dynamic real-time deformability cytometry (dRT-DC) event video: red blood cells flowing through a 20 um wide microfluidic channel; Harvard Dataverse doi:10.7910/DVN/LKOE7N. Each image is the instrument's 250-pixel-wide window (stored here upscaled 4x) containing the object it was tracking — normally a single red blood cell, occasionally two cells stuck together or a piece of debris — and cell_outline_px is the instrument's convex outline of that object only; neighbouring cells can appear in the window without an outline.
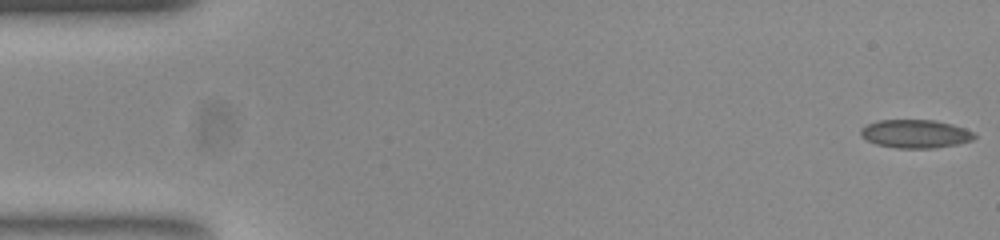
{"species": "common noctule bat (a hibernating species)", "species_latin": "Nyctalus noctula", "temperature_condition": "room temperature", "stored_images_in_passage": 54, "camera_frame_rate_fps": 3000, "um_per_image_px": 0.085, "animal": {"sex": "female", "body_mass_g": 23.0, "forearm_length_mm": 53.4}, "frame": {"image": 1, "passage_image": 1, "time_ms": 0.0, "image_size_px": [1000, 240], "cell_outline_px": [[976, 136], [972, 140], [960, 144], [936, 148], [896, 148], [876, 144], [860, 136], [860, 128], [876, 120], [936, 120], [952, 124], [976, 132]], "centroid_in_image_um": [77.83, 11.37], "position_along_channel_um": 7.2, "area_um2": 19.02}}
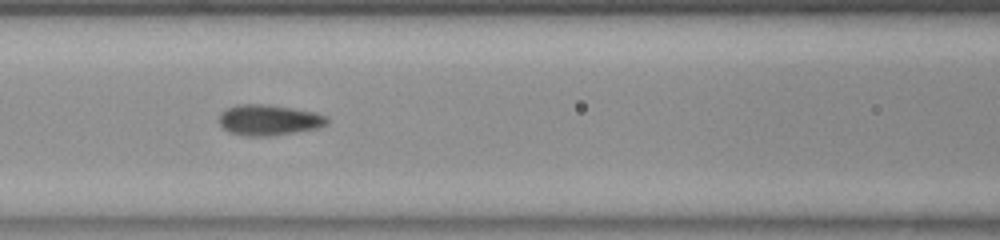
{"frame": {"image": 2, "passage_image": 23, "time_ms": 7.333, "image_size_px": [1000, 240], "cell_outline_px": [[328, 124], [316, 128], [268, 136], [244, 136], [232, 132], [224, 128], [216, 120], [220, 112], [224, 108], [236, 104], [268, 104], [316, 112], [328, 116]], "centroid_in_image_um": [22.81, 10.18], "position_along_channel_um": 143.8, "area_um2": 19.48}}
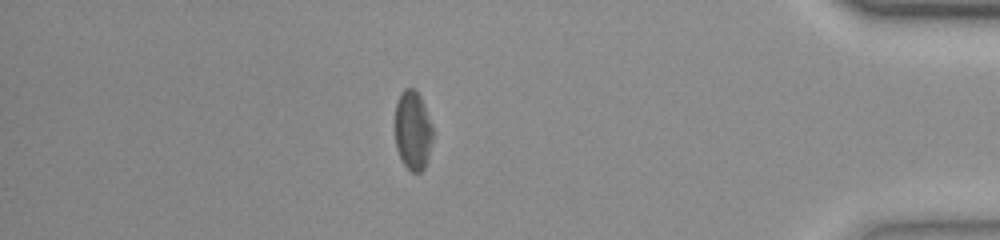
{"frame": {"image": 3, "passage_image": 47, "time_ms": 15.333, "image_size_px": [1000, 240], "cell_outline_px": [[432, 140], [428, 160], [424, 168], [420, 172], [412, 172], [404, 164], [396, 148], [396, 100], [400, 92], [404, 88], [412, 88], [420, 96], [432, 128]], "centroid_in_image_um": [35.08, 11.09], "position_along_channel_um": 400.1, "area_um2": 17.17}, "authors_computed_cell_mechanics": {"area_um2": 18.6983, "velocity_mm_per_s": 3.7411, "shape_relaxation_time_tau1_ms": 9.8806, "shape_relaxation_time_tau2_ms": 1.4349, "deformation_change_tau1": 0.176, "deformation_change_tau2": 0.0585}}